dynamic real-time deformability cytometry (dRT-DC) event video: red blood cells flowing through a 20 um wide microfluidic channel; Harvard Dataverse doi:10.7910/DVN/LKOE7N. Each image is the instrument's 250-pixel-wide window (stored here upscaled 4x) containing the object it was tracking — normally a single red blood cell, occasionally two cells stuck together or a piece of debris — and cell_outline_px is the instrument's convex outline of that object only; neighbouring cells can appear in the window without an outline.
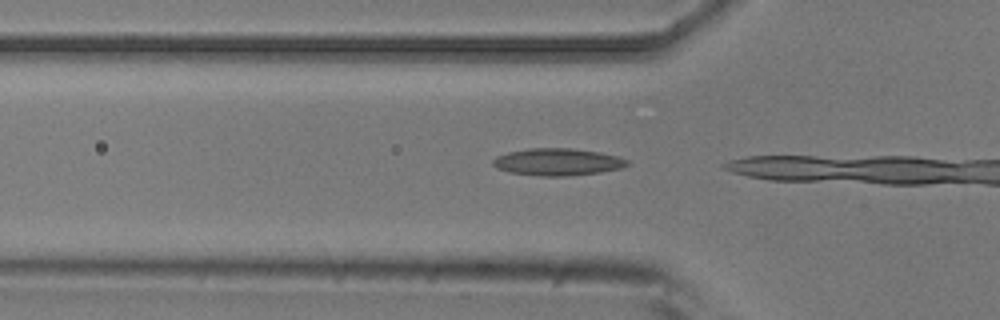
{"species": "common noctule bat (a hibernating species)", "species_latin": "Nyctalus noctula", "temperature_condition": "room temperature", "stored_images_in_passage": 4, "camera_frame_rate_fps": 3000, "um_per_image_px": 0.085, "animal": {"sex": "male", "body_mass_g": 20.5, "forearm_length_mm": 52.5}, "frame": {"image": 1, "passage_image": 2, "time_ms": 0.333, "image_size_px": [1000, 320], "cell_outline_px": [[632, 164], [620, 168], [600, 172], [564, 176], [540, 176], [508, 172], [496, 168], [492, 164], [492, 160], [496, 156], [508, 152], [528, 148], [572, 148], [600, 152], [616, 156], [628, 160]], "centroid_in_image_um": [47.37, 13.76], "position_along_channel_um": 78.4, "area_um2": 21.33}}